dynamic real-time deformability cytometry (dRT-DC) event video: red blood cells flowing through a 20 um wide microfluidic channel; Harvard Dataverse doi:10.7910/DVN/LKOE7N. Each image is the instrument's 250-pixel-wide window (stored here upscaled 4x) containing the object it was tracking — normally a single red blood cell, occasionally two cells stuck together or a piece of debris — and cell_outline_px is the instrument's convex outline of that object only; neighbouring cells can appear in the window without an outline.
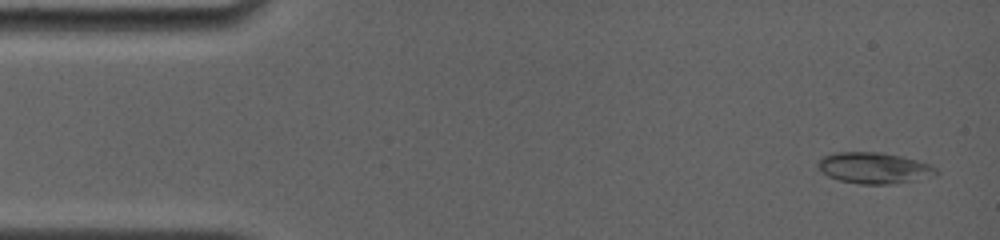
{"species": "common noctule bat (a hibernating species)", "species_latin": "Nyctalus noctula", "temperature_condition": "room temperature", "stored_images_in_passage": 25, "camera_frame_rate_fps": 4000, "um_per_image_px": 0.085, "animal": {"sex": "female", "body_mass_g": 19.0, "forearm_length_mm": 56.7}, "frame": {"image": 1, "passage_image": 1, "time_ms": 0.0, "image_size_px": [1000, 240], "cell_outline_px": [[940, 172], [936, 176], [888, 184], [860, 184], [840, 180], [828, 176], [816, 164], [820, 156], [836, 152], [880, 152], [904, 156], [928, 164], [936, 168]], "centroid_in_image_um": [74.29, 14.26], "position_along_channel_um": 10.7, "area_um2": 21.44}}
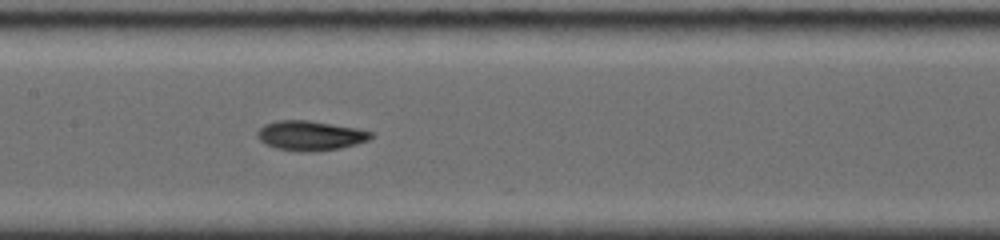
{"frame": {"image": 2, "passage_image": 11, "time_ms": 7.25, "image_size_px": [1000, 240], "cell_outline_px": [[372, 136], [368, 140], [356, 144], [340, 148], [312, 152], [300, 152], [276, 148], [260, 140], [256, 136], [256, 132], [264, 124], [276, 120], [308, 120], [356, 128], [372, 132]], "centroid_in_image_um": [26.34, 11.52], "position_along_channel_um": 181.1, "area_um2": 19.59}}
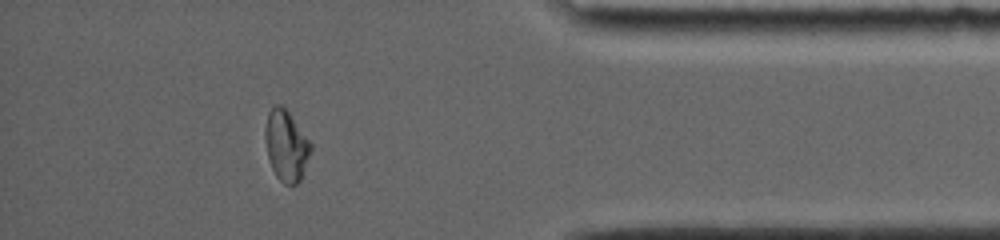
{"frame": {"image": 3, "passage_image": 22, "time_ms": 13.75, "image_size_px": [1000, 240], "cell_outline_px": [[312, 148], [300, 180], [296, 184], [284, 184], [276, 176], [268, 160], [264, 136], [264, 128], [268, 112], [276, 104], [280, 104], [288, 112], [312, 144]], "centroid_in_image_um": [24.3, 12.38], "position_along_channel_um": 410.9, "area_um2": 18.67}, "authors_computed_cell_mechanics": {"area_um2": 18.9584, "velocity_mm_per_s": 3.8262, "shape_relaxation_time_tau1_ms": 8.8893, "shape_relaxation_time_tau2_ms": 2.129, "deformation_change_tau1": 0.2903, "deformation_change_tau2": 0.0545}}